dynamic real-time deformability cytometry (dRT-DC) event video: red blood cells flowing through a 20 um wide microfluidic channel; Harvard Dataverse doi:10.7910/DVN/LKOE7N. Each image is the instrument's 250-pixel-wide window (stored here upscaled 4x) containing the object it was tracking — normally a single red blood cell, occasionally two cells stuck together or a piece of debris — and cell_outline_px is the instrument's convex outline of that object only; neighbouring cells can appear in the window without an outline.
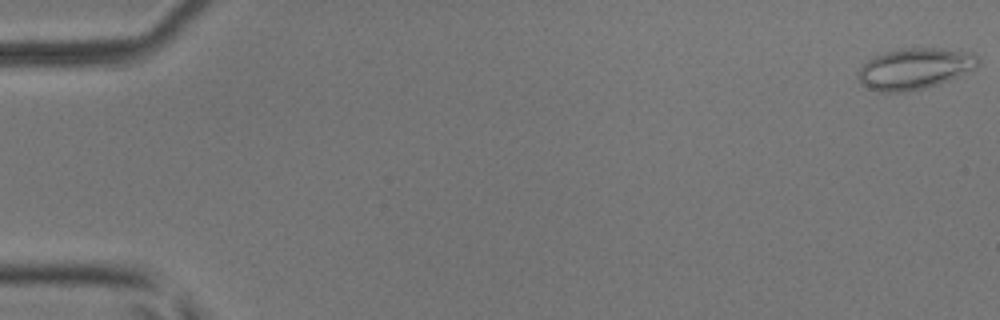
{"species": "common noctule bat (a hibernating species)", "species_latin": "Nyctalus noctula", "temperature_condition": "room temperature", "stored_images_in_passage": 54, "camera_frame_rate_fps": 3000, "um_per_image_px": 0.085, "animal": {"sex": "male", "body_mass_g": 17.9, "forearm_length_mm": 54.2}, "frame": {"image": 1, "passage_image": 1, "time_ms": 0.0, "image_size_px": [1000, 320], "cell_outline_px": [[980, 64], [976, 68], [948, 80], [924, 88], [904, 92], [880, 92], [868, 88], [860, 84], [856, 76], [856, 72], [868, 60], [884, 52], [900, 48], [944, 48], [972, 52], [980, 60]], "centroid_in_image_um": [77.73, 5.83], "position_along_channel_um": 7.3, "area_um2": 28.9}}
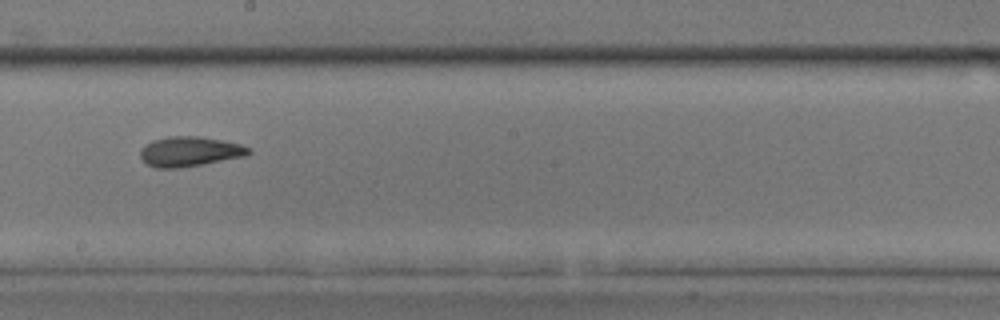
{"frame": {"image": 2, "passage_image": 31, "time_ms": 10.0, "image_size_px": [1000, 320], "cell_outline_px": [[252, 152], [248, 156], [180, 168], [156, 168], [144, 164], [140, 156], [140, 152], [152, 140], [168, 136], [200, 136], [224, 140], [240, 144], [252, 148]], "centroid_in_image_um": [16.17, 12.88], "position_along_channel_um": 232.0, "area_um2": 19.13}}
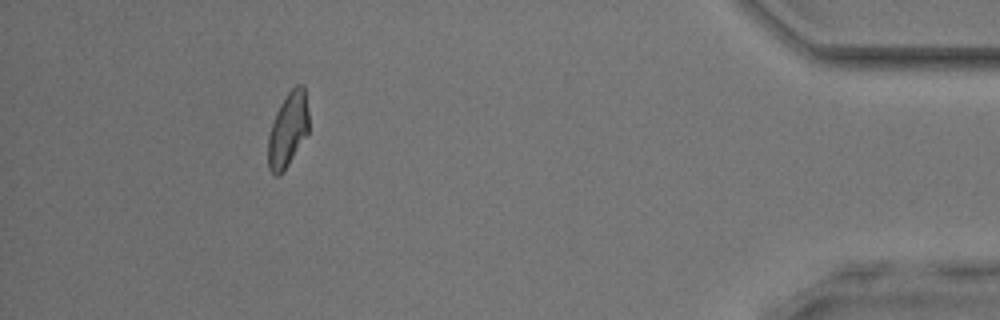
{"frame": {"image": 3, "passage_image": 49, "time_ms": 16.0, "image_size_px": [1000, 320], "cell_outline_px": [[308, 132], [288, 164], [280, 176], [276, 176], [268, 168], [268, 136], [276, 112], [280, 104], [288, 92], [296, 84], [304, 84], [308, 112]], "centroid_in_image_um": [24.47, 11.0], "position_along_channel_um": 410.7, "area_um2": 17.51}, "authors_computed_cell_mechanics": {"area_um2": 18.7561, "velocity_mm_per_s": 3.9011, "shape_relaxation_time_tau1_ms": null, "shape_relaxation_time_tau2_ms": 2.9768, "deformation_change_tau1": null, "deformation_change_tau2": 0.1106}}